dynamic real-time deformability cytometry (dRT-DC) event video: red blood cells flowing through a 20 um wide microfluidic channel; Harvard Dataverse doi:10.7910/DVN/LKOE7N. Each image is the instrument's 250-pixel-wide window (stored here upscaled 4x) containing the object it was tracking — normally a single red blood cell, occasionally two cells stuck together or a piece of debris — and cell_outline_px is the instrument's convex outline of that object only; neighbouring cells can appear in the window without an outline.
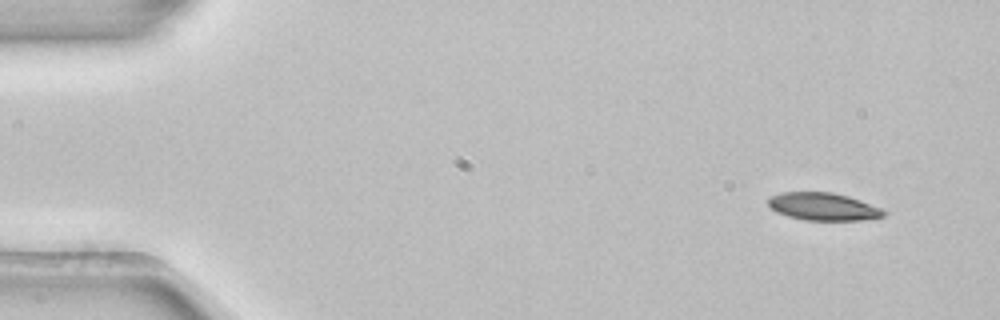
{"species": "common noctule bat (a hibernating species)", "species_latin": "Nyctalus noctula", "temperature_condition": "room temperature", "stored_images_in_passage": 4, "camera_frame_rate_fps": 3000, "um_per_image_px": 0.085, "animal": {"sex": "female", "body_mass_g": 22.7, "forearm_length_mm": 54.2}, "frame": {"image": 1, "passage_image": 1, "time_ms": 0.0, "image_size_px": [1000, 320], "cell_outline_px": [[888, 212], [884, 216], [860, 220], [804, 220], [788, 216], [776, 212], [768, 204], [768, 200], [772, 196], [780, 192], [832, 192], [848, 196], [880, 208]], "centroid_in_image_um": [69.96, 17.56], "position_along_channel_um": 15.0, "area_um2": 18.44}}
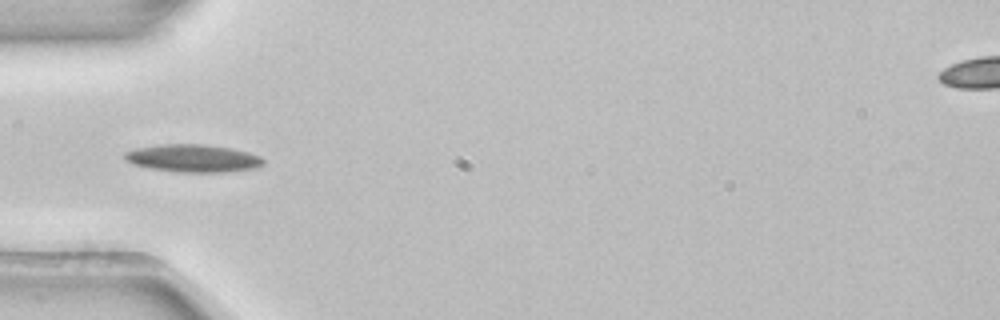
{"frame": {"image": 2, "passage_image": 4, "time_ms": 1.0, "image_size_px": [1000, 320], "cell_outline_px": [[264, 164], [256, 168], [224, 172], [180, 172], [148, 168], [132, 164], [124, 160], [124, 152], [136, 148], [164, 144], [204, 144], [232, 148], [248, 152], [260, 156], [264, 160]], "centroid_in_image_um": [16.4, 13.45], "position_along_channel_um": 68.6, "area_um2": 22.48}}